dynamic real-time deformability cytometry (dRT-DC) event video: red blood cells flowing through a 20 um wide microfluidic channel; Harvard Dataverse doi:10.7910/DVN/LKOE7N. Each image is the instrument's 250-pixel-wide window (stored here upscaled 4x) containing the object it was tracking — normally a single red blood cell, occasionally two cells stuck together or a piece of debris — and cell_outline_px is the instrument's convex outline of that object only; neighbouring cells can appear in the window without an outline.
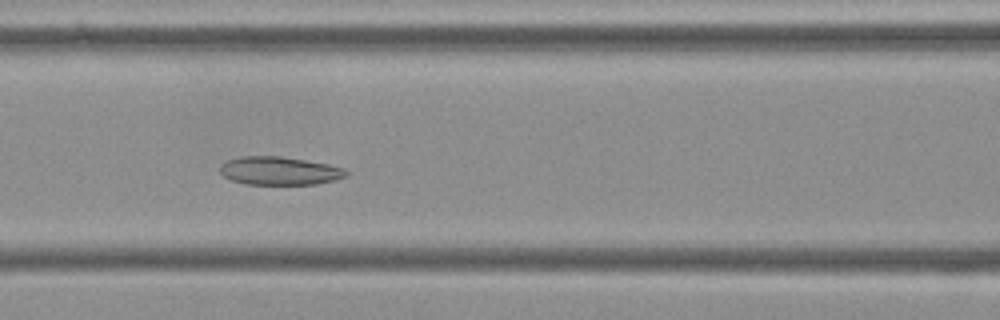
{"species": "Egyptian fruit bat (a non-hibernating species)", "species_latin": "Rousettus aegyptiacus", "temperature_condition": "cold", "stored_images_in_passage": 39, "camera_frame_rate_fps": 3000, "um_per_image_px": 0.085, "frame": {"image": 1, "passage_image": 7, "time_ms": 2.0, "image_size_px": [1000, 320], "cell_outline_px": [[348, 176], [336, 180], [316, 184], [244, 184], [232, 180], [224, 176], [220, 172], [220, 164], [228, 160], [240, 156], [280, 156], [328, 164], [344, 168], [348, 172]], "centroid_in_image_um": [23.76, 14.52], "position_along_channel_um": 142.8, "area_um2": 20.81}}
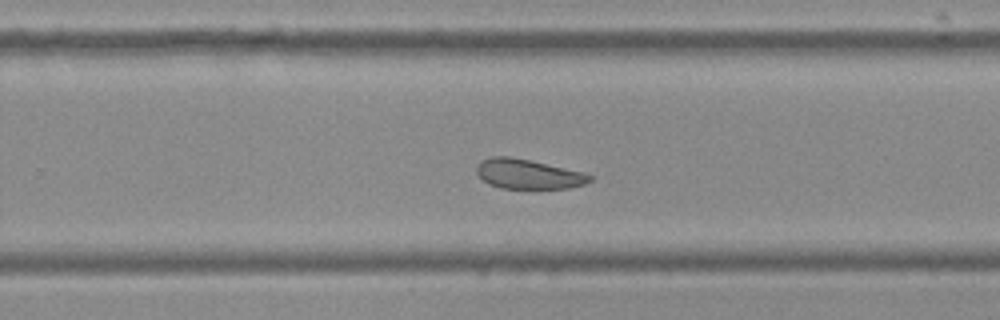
{"frame": {"image": 2, "passage_image": 19, "time_ms": 6.0, "image_size_px": [1000, 320], "cell_outline_px": [[592, 180], [584, 184], [568, 188], [500, 188], [488, 184], [476, 172], [476, 164], [480, 160], [492, 156], [512, 156], [584, 172], [592, 176]], "centroid_in_image_um": [44.86, 14.78], "position_along_channel_um": 284.9, "area_um2": 19.65}}
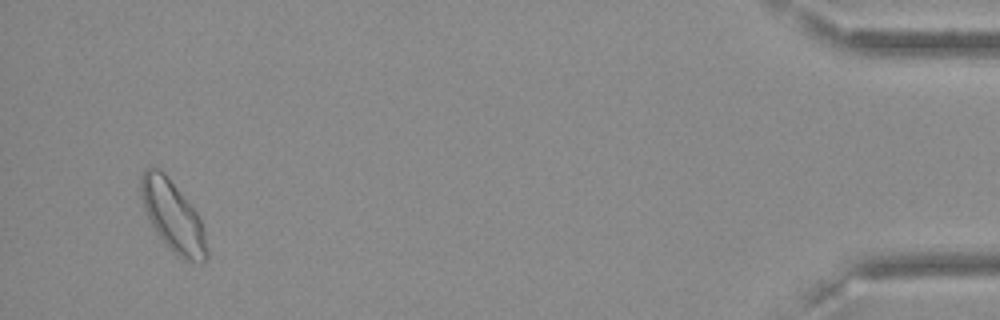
{"frame": {"image": 3, "passage_image": 37, "time_ms": 12.0, "image_size_px": [1000, 320], "cell_outline_px": [[208, 256], [204, 264], [200, 264], [188, 260], [180, 256], [156, 232], [148, 220], [140, 196], [140, 176], [144, 168], [148, 164], [160, 168], [164, 172], [196, 212], [200, 220], [204, 232], [208, 252]], "centroid_in_image_um": [14.66, 18.31], "position_along_channel_um": 420.5, "area_um2": 26.93}}